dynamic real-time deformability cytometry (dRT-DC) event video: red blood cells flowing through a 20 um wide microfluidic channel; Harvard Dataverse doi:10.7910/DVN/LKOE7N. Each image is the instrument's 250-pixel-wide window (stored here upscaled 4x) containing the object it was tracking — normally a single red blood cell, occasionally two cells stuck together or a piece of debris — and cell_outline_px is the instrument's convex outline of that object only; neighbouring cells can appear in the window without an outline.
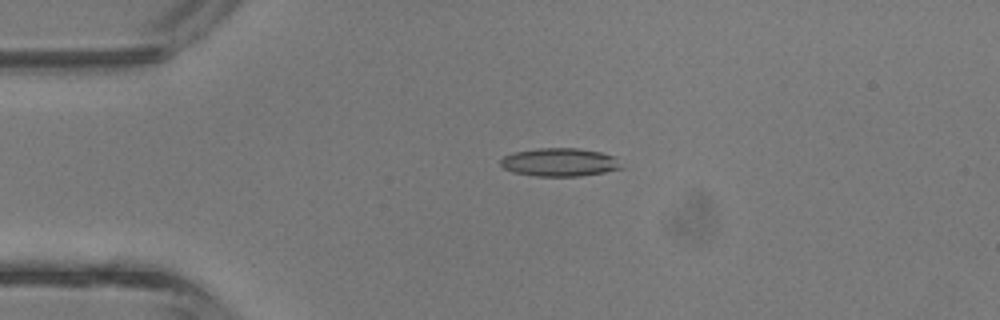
{"species": "common noctule bat (a hibernating species)", "species_latin": "Nyctalus noctula", "temperature_condition": "room temperature", "stored_images_in_passage": 5, "camera_frame_rate_fps": 3000, "um_per_image_px": 0.085, "animal": {"sex": "male", "body_mass_g": 13.3}, "frame": {"image": 1, "passage_image": 3, "time_ms": 0.667, "image_size_px": [1000, 320], "cell_outline_px": [[624, 168], [604, 172], [580, 176], [536, 176], [512, 172], [504, 168], [500, 164], [500, 160], [504, 156], [512, 152], [540, 148], [576, 148], [600, 152], [616, 156]], "centroid_in_image_um": [47.58, 13.79], "position_along_channel_um": 37.4, "area_um2": 20.0}}
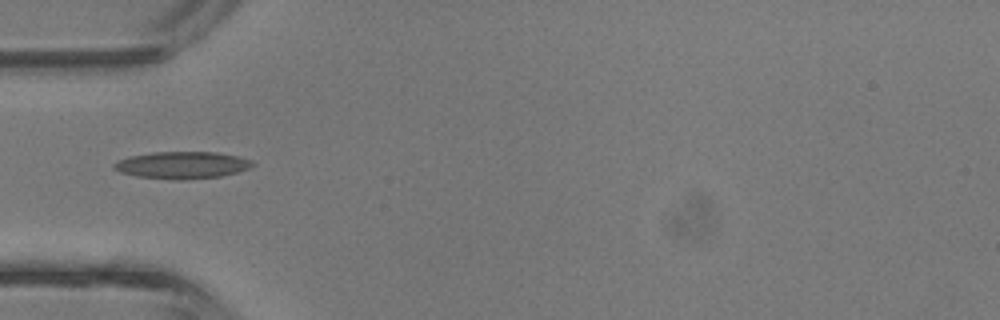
{"frame": {"image": 2, "passage_image": 4, "time_ms": 1.0, "image_size_px": [1000, 320], "cell_outline_px": [[256, 164], [248, 168], [236, 172], [220, 176], [180, 180], [136, 176], [120, 172], [112, 168], [112, 164], [120, 160], [132, 156], [152, 152], [216, 152], [236, 156], [252, 160]], "centroid_in_image_um": [15.47, 14.03], "position_along_channel_um": 69.5, "area_um2": 21.62}}
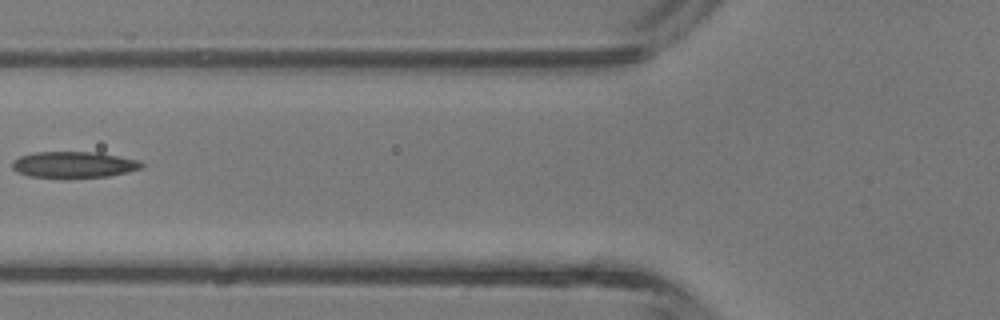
{"frame": {"image": 3, "passage_image": 5, "time_ms": 1.333, "image_size_px": [1000, 320], "cell_outline_px": [[144, 168], [128, 172], [108, 176], [28, 176], [12, 168], [12, 164], [20, 156], [36, 152], [100, 152], [136, 160], [144, 164]], "centroid_in_image_um": [6.33, 13.97], "position_along_channel_um": 119.5, "area_um2": 19.13}}